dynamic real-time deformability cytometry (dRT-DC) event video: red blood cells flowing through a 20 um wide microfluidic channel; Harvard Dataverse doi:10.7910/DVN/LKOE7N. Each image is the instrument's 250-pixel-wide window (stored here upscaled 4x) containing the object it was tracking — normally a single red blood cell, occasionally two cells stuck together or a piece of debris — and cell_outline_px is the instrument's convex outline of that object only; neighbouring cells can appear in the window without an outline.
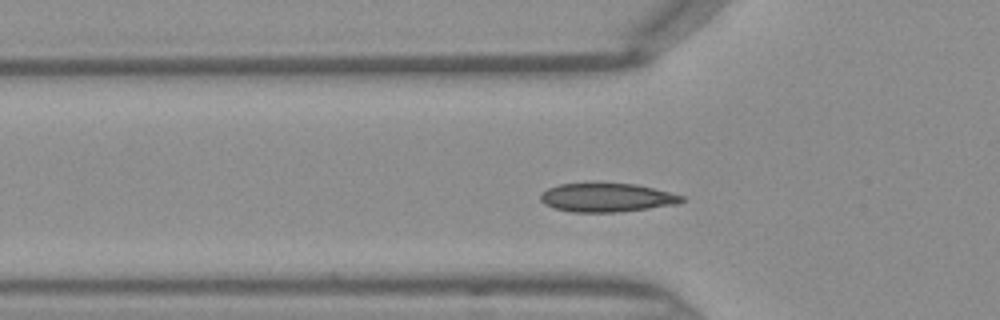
{"species": "Egyptian fruit bat (a non-hibernating species)", "species_latin": "Rousettus aegyptiacus", "temperature_condition": "warm", "stored_images_in_passage": 36, "camera_frame_rate_fps": 3000, "um_per_image_px": 0.085, "frame": {"image": 1, "passage_image": 4, "time_ms": 1.0, "image_size_px": [1000, 320], "cell_outline_px": [[684, 200], [680, 204], [616, 212], [572, 212], [556, 208], [544, 204], [540, 200], [540, 196], [548, 188], [560, 184], [592, 180], [636, 184], [684, 196]], "centroid_in_image_um": [51.55, 16.75], "position_along_channel_um": 74.2, "area_um2": 24.33}}
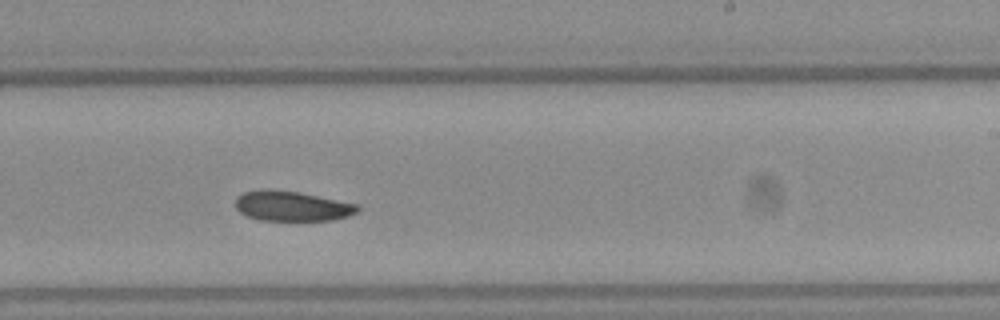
{"frame": {"image": 2, "passage_image": 17, "time_ms": 5.333, "image_size_px": [1000, 320], "cell_outline_px": [[360, 208], [356, 212], [348, 216], [332, 220], [260, 220], [248, 216], [240, 212], [236, 208], [236, 196], [244, 192], [300, 192], [360, 204]], "centroid_in_image_um": [24.9, 17.55], "position_along_channel_um": 264.1, "area_um2": 20.69}}
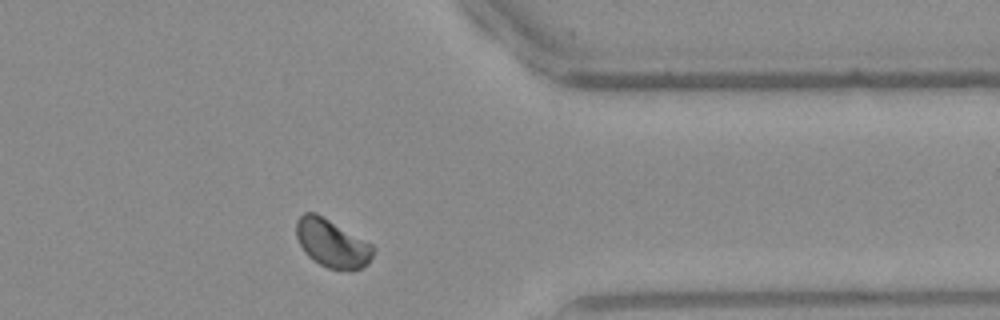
{"frame": {"image": 3, "passage_image": 26, "time_ms": 8.333, "image_size_px": [1000, 320], "cell_outline_px": [[376, 248], [368, 264], [352, 272], [328, 268], [312, 260], [304, 252], [296, 236], [296, 220], [304, 212], [316, 212], [372, 244]], "centroid_in_image_um": [28.22, 20.7], "position_along_channel_um": 383.2, "area_um2": 21.79}}